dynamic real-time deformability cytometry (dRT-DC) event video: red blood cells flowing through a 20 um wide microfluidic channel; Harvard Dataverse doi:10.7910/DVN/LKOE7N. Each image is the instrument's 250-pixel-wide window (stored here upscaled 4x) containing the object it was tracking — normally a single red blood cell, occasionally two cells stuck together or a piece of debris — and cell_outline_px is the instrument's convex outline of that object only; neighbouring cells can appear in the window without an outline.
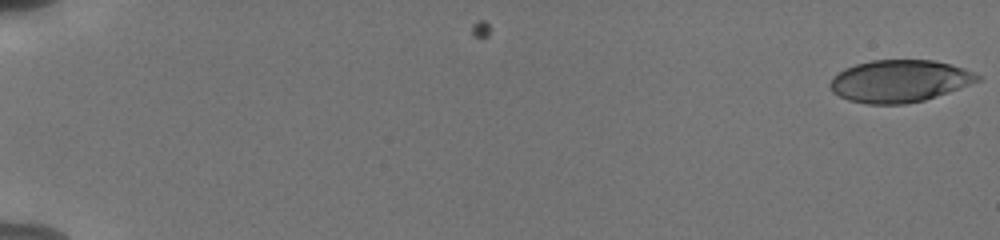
{"species": "human", "species_latin": "Homo sapiens", "temperature_condition": "cold", "stored_images_in_passage": 2, "camera_frame_rate_fps": 3000, "um_per_image_px": 0.085, "donor": {"sex": "male"}, "frame": {"image": 1, "passage_image": 2, "time_ms": 0.333, "image_size_px": [1000, 240], "cell_outline_px": [[980, 80], [948, 92], [924, 100], [904, 104], [868, 104], [848, 100], [832, 92], [828, 84], [832, 76], [844, 68], [856, 64], [872, 60], [932, 60], [964, 68], [980, 76]], "centroid_in_image_um": [76.39, 6.89], "position_along_channel_um": 8.6, "area_um2": 36.13}}